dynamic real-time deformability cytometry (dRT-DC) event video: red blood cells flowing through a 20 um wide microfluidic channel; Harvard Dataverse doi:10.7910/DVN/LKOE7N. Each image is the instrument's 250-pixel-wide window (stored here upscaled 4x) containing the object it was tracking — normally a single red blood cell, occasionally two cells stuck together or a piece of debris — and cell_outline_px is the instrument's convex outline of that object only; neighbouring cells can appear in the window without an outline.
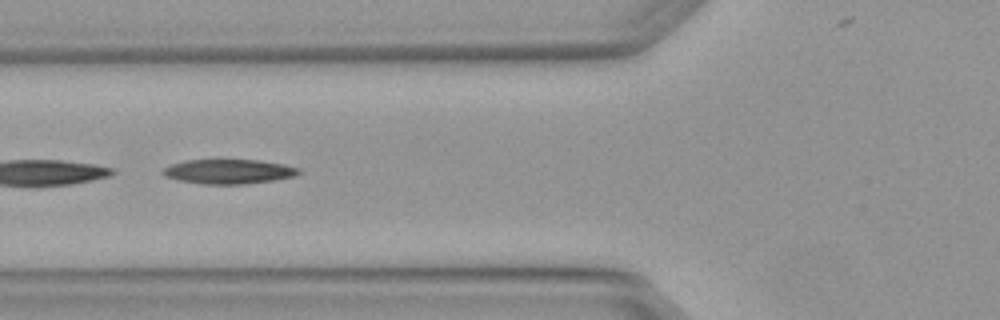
{"species": "Egyptian fruit bat (a non-hibernating species)", "species_latin": "Rousettus aegyptiacus", "temperature_condition": "warm", "stored_images_in_passage": 5, "camera_frame_rate_fps": 3000, "um_per_image_px": 0.085, "animal": {"sex": "female"}, "frame": {"image": 1, "passage_image": 5, "time_ms": 1.333, "image_size_px": [1000, 320], "cell_outline_px": [[300, 172], [292, 176], [272, 180], [244, 184], [200, 184], [176, 180], [164, 176], [160, 172], [164, 168], [172, 164], [184, 160], [260, 160], [284, 164], [300, 168]], "centroid_in_image_um": [19.38, 14.58], "position_along_channel_um": 106.4, "area_um2": 19.42}}